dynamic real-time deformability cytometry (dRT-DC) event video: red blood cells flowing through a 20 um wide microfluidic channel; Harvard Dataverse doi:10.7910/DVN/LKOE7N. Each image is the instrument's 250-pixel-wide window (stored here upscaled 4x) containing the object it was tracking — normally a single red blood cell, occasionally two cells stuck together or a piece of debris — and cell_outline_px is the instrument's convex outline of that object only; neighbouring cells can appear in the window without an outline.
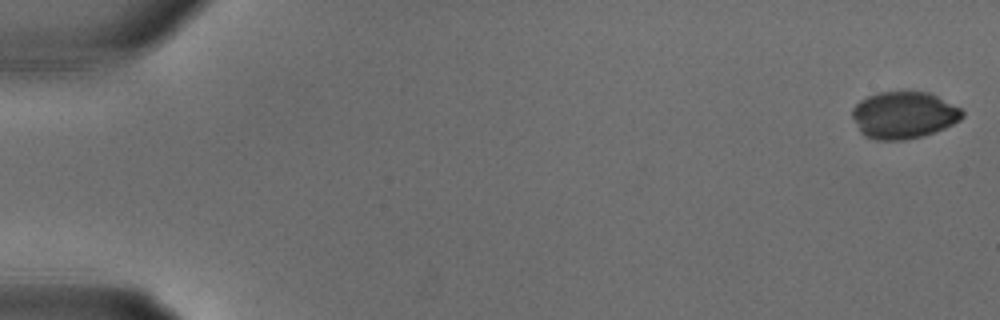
{"species": "common noctule bat (a hibernating species)", "species_latin": "Nyctalus noctula", "temperature_condition": "warm", "stored_images_in_passage": 12, "camera_frame_rate_fps": 3000, "um_per_image_px": 0.085, "animal": {"sex": "male", "body_mass_g": 18.8}, "frame": {"image": 1, "passage_image": 1, "time_ms": 0.0, "image_size_px": [1000, 320], "cell_outline_px": [[964, 116], [960, 120], [944, 128], [924, 136], [904, 140], [876, 140], [864, 136], [860, 132], [852, 116], [852, 108], [860, 100], [876, 92], [928, 92], [960, 108], [964, 112]], "centroid_in_image_um": [76.79, 9.79], "position_along_channel_um": 8.2, "area_um2": 30.11}}
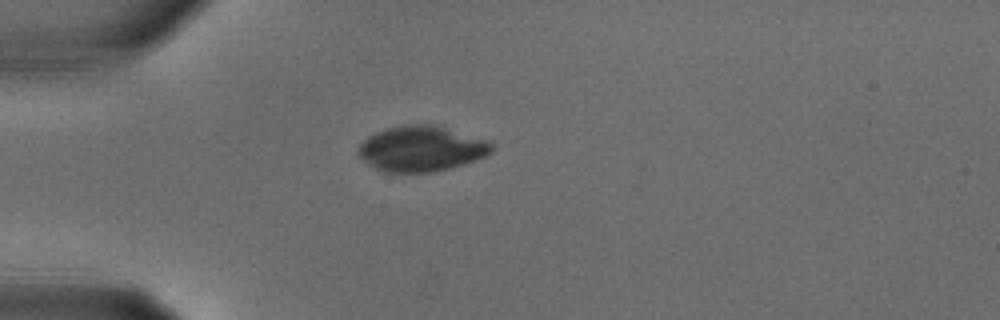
{"frame": {"image": 2, "passage_image": 9, "time_ms": 2.667, "image_size_px": [1000, 320], "cell_outline_px": [[496, 148], [488, 156], [452, 168], [432, 172], [384, 172], [368, 164], [356, 152], [356, 148], [368, 136], [376, 132], [388, 128], [404, 124], [432, 124], [488, 140]], "centroid_in_image_um": [35.84, 12.64], "position_along_channel_um": 49.2, "area_um2": 35.55}}